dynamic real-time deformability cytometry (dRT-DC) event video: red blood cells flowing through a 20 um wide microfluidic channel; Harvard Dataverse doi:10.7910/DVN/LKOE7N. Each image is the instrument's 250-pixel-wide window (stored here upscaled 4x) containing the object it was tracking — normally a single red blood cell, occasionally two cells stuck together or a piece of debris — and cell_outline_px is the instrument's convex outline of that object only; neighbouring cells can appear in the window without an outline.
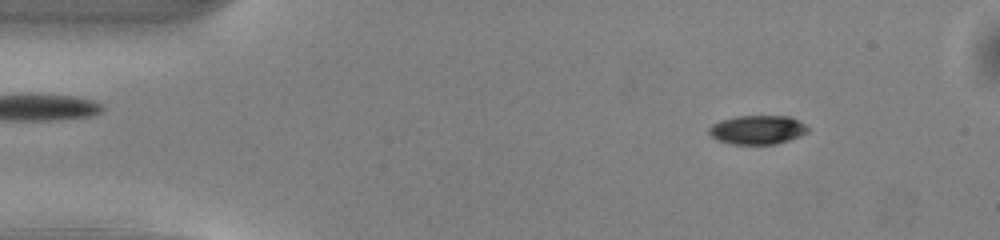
{"species": "common noctule bat (a hibernating species)", "species_latin": "Nyctalus noctula", "temperature_condition": "warm", "stored_images_in_passage": 50, "camera_frame_rate_fps": 3000, "um_per_image_px": 0.085, "animal": {"sex": "male", "body_mass_g": 13.0, "forearm_length_mm": 53.1}, "frame": {"image": 1, "passage_image": 6, "time_ms": 1.667, "image_size_px": [1000, 240], "cell_outline_px": [[808, 132], [800, 136], [776, 144], [732, 144], [716, 140], [708, 132], [708, 128], [712, 124], [720, 120], [736, 116], [788, 116], [800, 120], [808, 128]], "centroid_in_image_um": [64.37, 11.03], "position_along_channel_um": 20.6, "area_um2": 16.76}}
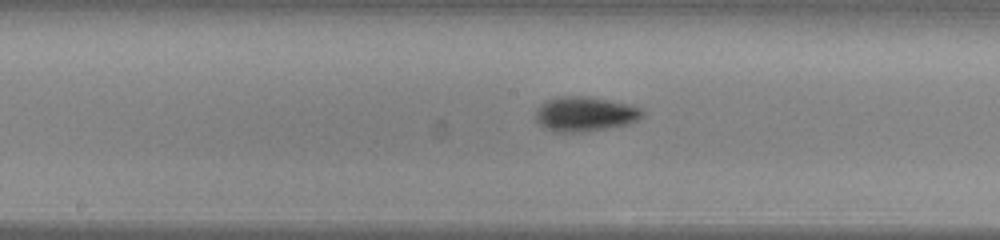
{"frame": {"image": 2, "passage_image": 25, "time_ms": 8.0, "image_size_px": [1000, 240], "cell_outline_px": [[644, 116], [636, 120], [624, 124], [608, 128], [572, 132], [556, 132], [544, 128], [536, 120], [536, 112], [540, 104], [556, 96], [588, 96], [628, 104], [640, 108], [644, 112]], "centroid_in_image_um": [49.69, 9.68], "position_along_channel_um": 198.5, "area_um2": 21.33}}
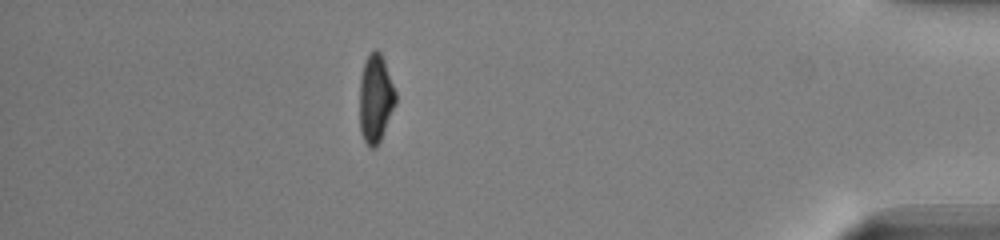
{"frame": {"image": 3, "passage_image": 44, "time_ms": 14.333, "image_size_px": [1000, 240], "cell_outline_px": [[396, 104], [380, 140], [376, 148], [368, 148], [360, 132], [360, 80], [364, 60], [376, 48], [380, 52], [384, 60], [396, 92]], "centroid_in_image_um": [31.92, 8.4], "position_along_channel_um": 403.3, "area_um2": 18.55}, "authors_computed_cell_mechanics": {"area_um2": 18.7272, "velocity_mm_per_s": 4.0566, "shape_relaxation_time_tau1_ms": 2.6805, "shape_relaxation_time_tau2_ms": 3.9874, "deformation_change_tau1": 0.1366, "deformation_change_tau2": 0.0978}}